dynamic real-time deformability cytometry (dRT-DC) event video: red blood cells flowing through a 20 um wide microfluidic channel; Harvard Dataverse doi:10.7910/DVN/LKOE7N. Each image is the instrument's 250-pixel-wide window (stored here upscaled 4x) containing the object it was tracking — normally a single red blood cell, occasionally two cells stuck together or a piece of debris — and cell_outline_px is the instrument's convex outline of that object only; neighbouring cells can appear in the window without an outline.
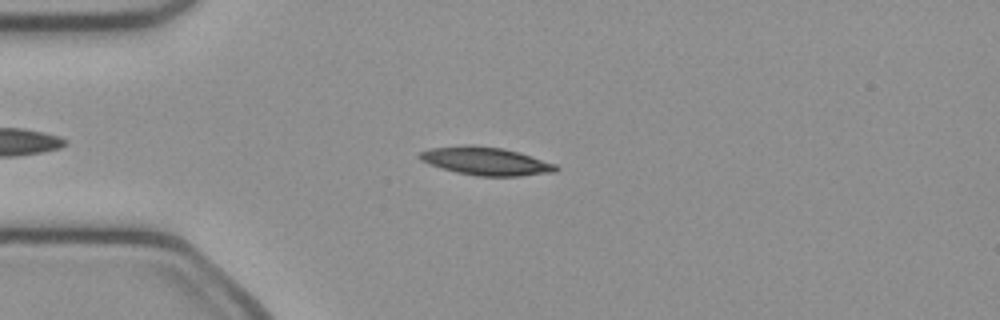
{"species": "common noctule bat (a hibernating species)", "species_latin": "Nyctalus noctula", "temperature_condition": "cold", "stored_images_in_passage": 41, "camera_frame_rate_fps": 3000, "um_per_image_px": 0.085, "animal": {"sex": "female", "body_mass_g": 21.9}, "frame": {"image": 1, "passage_image": 3, "time_ms": 0.667, "image_size_px": [1000, 320], "cell_outline_px": [[560, 168], [556, 172], [520, 176], [476, 176], [456, 172], [440, 168], [428, 164], [420, 160], [416, 156], [420, 152], [428, 148], [464, 144], [472, 144], [504, 148], [520, 152], [556, 164]], "centroid_in_image_um": [41.26, 13.68], "position_along_channel_um": 43.7, "area_um2": 22.83}}
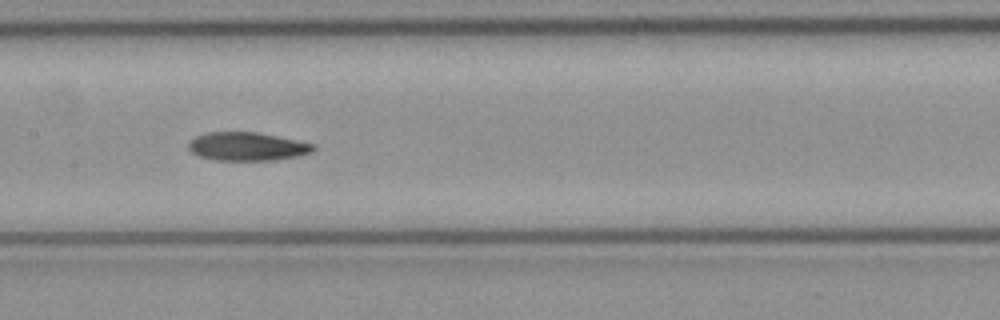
{"frame": {"image": 2, "passage_image": 15, "time_ms": 4.667, "image_size_px": [1000, 320], "cell_outline_px": [[316, 148], [312, 152], [300, 156], [276, 160], [212, 160], [200, 156], [192, 152], [188, 148], [188, 140], [196, 136], [208, 132], [256, 132], [316, 144]], "centroid_in_image_um": [21.02, 12.45], "position_along_channel_um": 186.4, "area_um2": 20.81}}
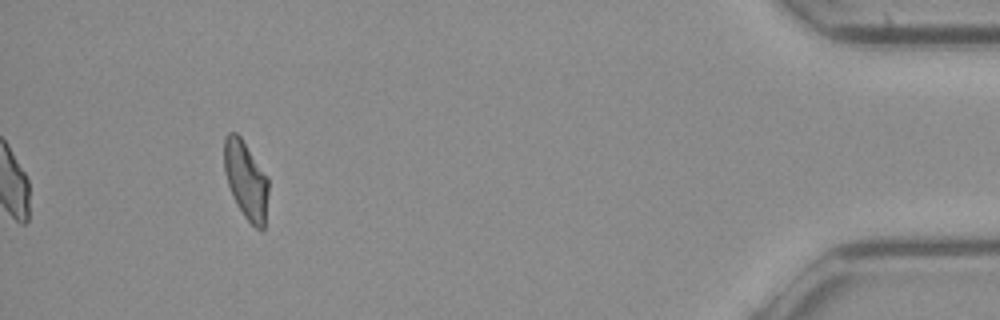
{"frame": {"image": 3, "passage_image": 37, "time_ms": 12.0, "image_size_px": [1000, 320], "cell_outline_px": [[268, 192], [264, 228], [260, 232], [244, 216], [236, 204], [228, 184], [224, 172], [224, 136], [228, 132], [236, 132], [240, 136], [268, 176]], "centroid_in_image_um": [20.9, 15.29], "position_along_channel_um": 414.3, "area_um2": 20.17}, "authors_computed_cell_mechanics": {"area_um2": 21.097, "velocity_mm_per_s": 4.0624, "shape_relaxation_time_tau1_ms": 10.0952, "shape_relaxation_time_tau2_ms": 7.0139, "deformation_change_tau1": 0.2217, "deformation_change_tau2": 0.1444}}